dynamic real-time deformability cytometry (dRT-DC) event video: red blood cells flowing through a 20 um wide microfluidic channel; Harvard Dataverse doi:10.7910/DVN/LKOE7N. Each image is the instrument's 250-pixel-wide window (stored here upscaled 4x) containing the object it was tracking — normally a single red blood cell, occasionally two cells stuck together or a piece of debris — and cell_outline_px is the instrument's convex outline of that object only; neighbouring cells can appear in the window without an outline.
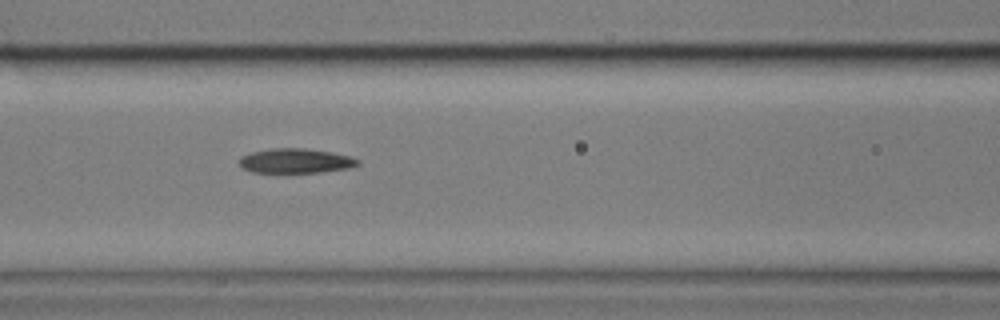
{"species": "common noctule bat (a hibernating species)", "species_latin": "Nyctalus noctula", "temperature_condition": "cold", "stored_images_in_passage": 7, "camera_frame_rate_fps": 3000, "um_per_image_px": 0.085, "animal": {"sex": "male", "body_mass_g": 17.9}, "frame": {"image": 1, "passage_image": 7, "time_ms": 7.667, "image_size_px": [1000, 320], "cell_outline_px": [[360, 164], [348, 168], [320, 172], [252, 172], [240, 168], [240, 156], [252, 152], [272, 148], [304, 148], [332, 152], [352, 156], [360, 160]], "centroid_in_image_um": [25.14, 13.66], "position_along_channel_um": 141.5, "area_um2": 17.05}}